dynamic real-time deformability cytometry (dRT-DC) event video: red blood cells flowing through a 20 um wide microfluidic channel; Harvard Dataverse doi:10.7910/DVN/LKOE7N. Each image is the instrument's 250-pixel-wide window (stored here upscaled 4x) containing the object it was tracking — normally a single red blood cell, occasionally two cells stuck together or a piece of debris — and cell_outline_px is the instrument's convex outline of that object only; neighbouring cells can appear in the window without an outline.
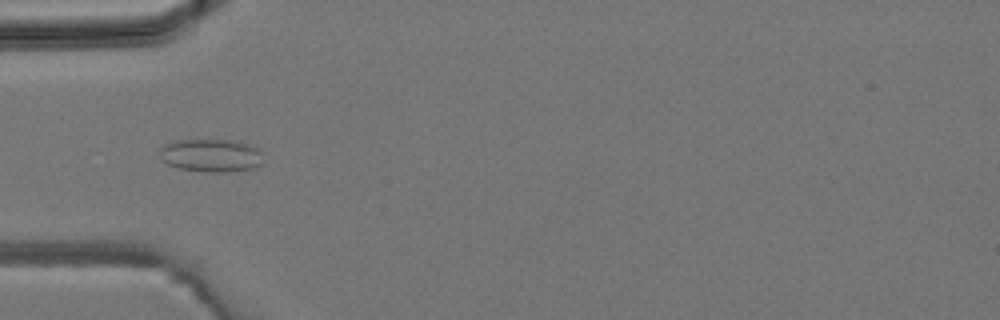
{"species": "common noctule bat (a hibernating species)", "species_latin": "Nyctalus noctula", "temperature_condition": "room temperature", "stored_images_in_passage": 4, "camera_frame_rate_fps": 3000, "um_per_image_px": 0.085, "animal": {"sex": "male", "body_mass_g": 19.2, "forearm_length_mm": 51.8}, "frame": {"image": 1, "passage_image": 3, "time_ms": 2.667, "image_size_px": [1000, 320], "cell_outline_px": [[264, 164], [252, 168], [224, 172], [208, 172], [180, 168], [168, 164], [160, 156], [160, 148], [164, 144], [176, 140], [228, 140], [244, 144], [256, 148], [260, 152]], "centroid_in_image_um": [17.92, 13.21], "position_along_channel_um": 67.1, "area_um2": 19.59}}